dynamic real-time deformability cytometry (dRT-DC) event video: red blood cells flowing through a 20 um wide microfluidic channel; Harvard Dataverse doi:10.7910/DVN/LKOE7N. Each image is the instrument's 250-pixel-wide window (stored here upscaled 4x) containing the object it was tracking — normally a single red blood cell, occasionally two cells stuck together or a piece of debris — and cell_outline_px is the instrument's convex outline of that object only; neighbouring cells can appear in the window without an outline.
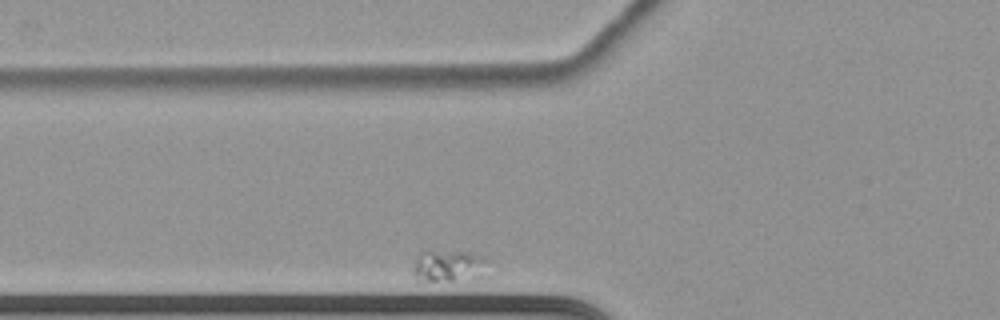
{"species": "common noctule bat (a hibernating species)", "species_latin": "Nyctalus noctula", "temperature_condition": "cold", "stored_images_in_passage": 9, "camera_frame_rate_fps": 3000, "um_per_image_px": 0.085, "animal": {"sex": "female", "body_mass_g": 22.7, "forearm_length_mm": 54.2}, "frame": {"image": 1, "passage_image": 3, "time_ms": 0.667, "image_size_px": [1000, 320], "cell_outline_px": [[492, 260], [480, 276], [452, 280], [416, 280], [412, 272], [420, 252], [424, 248], [472, 252], [484, 256]], "centroid_in_image_um": [38.15, 22.52], "position_along_channel_um": 87.7, "area_um2": 14.28}}